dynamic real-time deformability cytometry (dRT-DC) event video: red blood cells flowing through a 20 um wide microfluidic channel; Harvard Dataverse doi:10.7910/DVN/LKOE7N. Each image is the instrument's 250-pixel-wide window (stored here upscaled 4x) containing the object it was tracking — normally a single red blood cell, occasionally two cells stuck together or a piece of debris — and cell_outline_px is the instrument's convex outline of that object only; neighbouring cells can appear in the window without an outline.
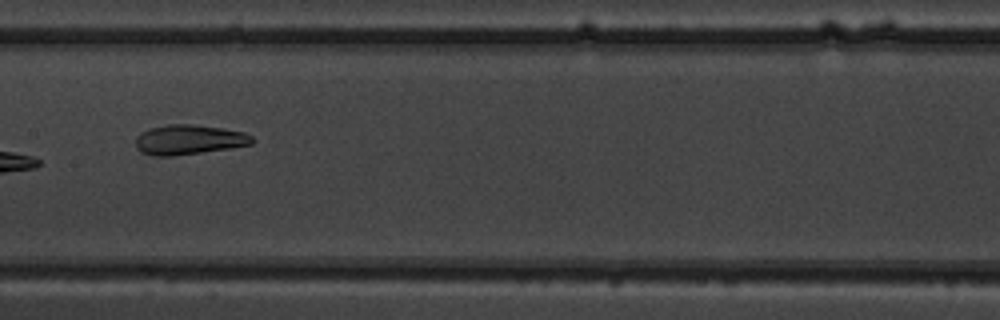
{"species": "common noctule bat (a hibernating species)", "species_latin": "Nyctalus noctula", "temperature_condition": "warm", "stored_images_in_passage": 5, "camera_frame_rate_fps": 3000, "um_per_image_px": 0.085, "animal": {"sex": "male", "body_mass_g": 19.5, "forearm_length_mm": 54.6}, "frame": {"image": 1, "passage_image": 5, "time_ms": 4.333, "image_size_px": [1000, 320], "cell_outline_px": [[256, 140], [252, 144], [232, 148], [172, 156], [152, 156], [140, 152], [136, 148], [136, 136], [140, 132], [148, 128], [168, 124], [192, 124], [224, 128], [244, 132], [252, 136]], "centroid_in_image_um": [16.05, 11.87], "position_along_channel_um": 191.4, "area_um2": 20.58}}